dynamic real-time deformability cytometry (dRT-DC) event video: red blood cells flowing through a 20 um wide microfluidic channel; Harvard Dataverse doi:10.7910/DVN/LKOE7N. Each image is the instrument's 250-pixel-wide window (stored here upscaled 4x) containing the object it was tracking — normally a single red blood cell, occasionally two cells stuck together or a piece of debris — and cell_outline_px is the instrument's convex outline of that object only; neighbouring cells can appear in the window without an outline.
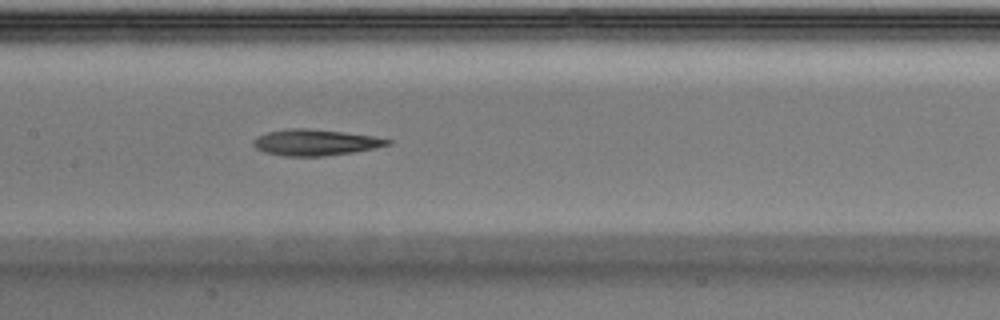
{"species": "Egyptian fruit bat (a non-hibernating species)", "species_latin": "Rousettus aegyptiacus", "temperature_condition": "warm", "stored_images_in_passage": 25, "camera_frame_rate_fps": 3000, "um_per_image_px": 0.085, "animal": {"sex": "male"}, "frame": {"image": 1, "passage_image": 8, "time_ms": 2.333, "image_size_px": [1000, 320], "cell_outline_px": [[392, 144], [376, 148], [352, 152], [324, 156], [284, 156], [264, 152], [256, 148], [252, 144], [252, 140], [256, 136], [268, 132], [288, 128], [308, 128], [372, 136], [392, 140]], "centroid_in_image_um": [26.76, 12.11], "position_along_channel_um": 180.6, "area_um2": 20.4}}
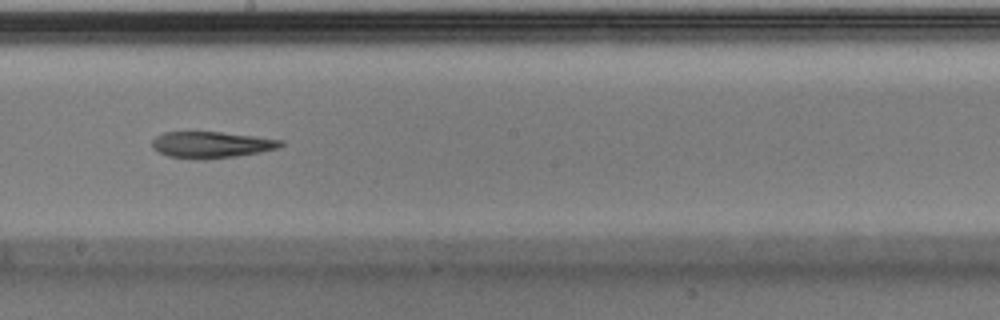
{"frame": {"image": 2, "passage_image": 11, "time_ms": 3.333, "image_size_px": [1000, 320], "cell_outline_px": [[284, 144], [276, 148], [260, 152], [236, 156], [204, 160], [196, 160], [168, 156], [152, 148], [152, 140], [156, 136], [164, 132], [220, 132], [284, 140]], "centroid_in_image_um": [17.94, 12.31], "position_along_channel_um": 230.3, "area_um2": 19.77}}